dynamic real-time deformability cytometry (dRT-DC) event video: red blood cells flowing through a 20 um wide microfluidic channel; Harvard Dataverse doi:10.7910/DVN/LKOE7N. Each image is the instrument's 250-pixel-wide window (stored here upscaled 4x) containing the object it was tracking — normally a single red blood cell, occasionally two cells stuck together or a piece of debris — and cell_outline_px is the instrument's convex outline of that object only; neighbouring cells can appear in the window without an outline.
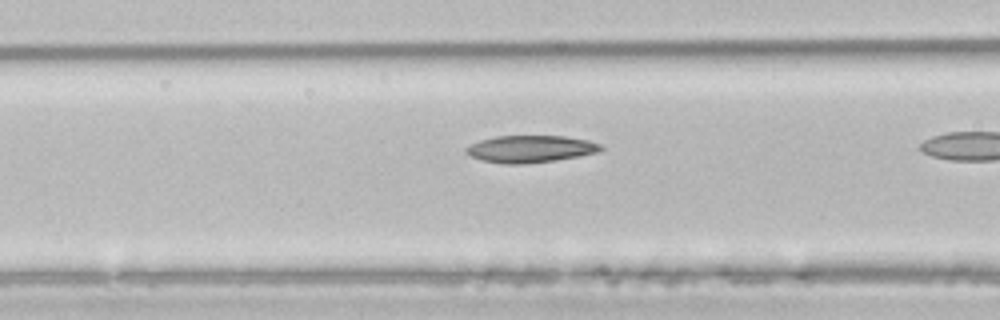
{"species": "common noctule bat (a hibernating species)", "species_latin": "Nyctalus noctula", "temperature_condition": "room temperature", "stored_images_in_passage": 16, "camera_frame_rate_fps": 3000, "um_per_image_px": 0.085, "animal": {"sex": "male", "body_mass_g": 21.5, "forearm_length_mm": 52.0}, "frame": {"image": 1, "passage_image": 12, "time_ms": 3.667, "image_size_px": [1000, 320], "cell_outline_px": [[604, 148], [600, 152], [580, 156], [556, 160], [524, 164], [504, 164], [480, 160], [464, 152], [464, 148], [480, 140], [496, 136], [564, 136], [588, 140], [600, 144]], "centroid_in_image_um": [45.09, 12.66], "position_along_channel_um": 121.5, "area_um2": 21.39}}